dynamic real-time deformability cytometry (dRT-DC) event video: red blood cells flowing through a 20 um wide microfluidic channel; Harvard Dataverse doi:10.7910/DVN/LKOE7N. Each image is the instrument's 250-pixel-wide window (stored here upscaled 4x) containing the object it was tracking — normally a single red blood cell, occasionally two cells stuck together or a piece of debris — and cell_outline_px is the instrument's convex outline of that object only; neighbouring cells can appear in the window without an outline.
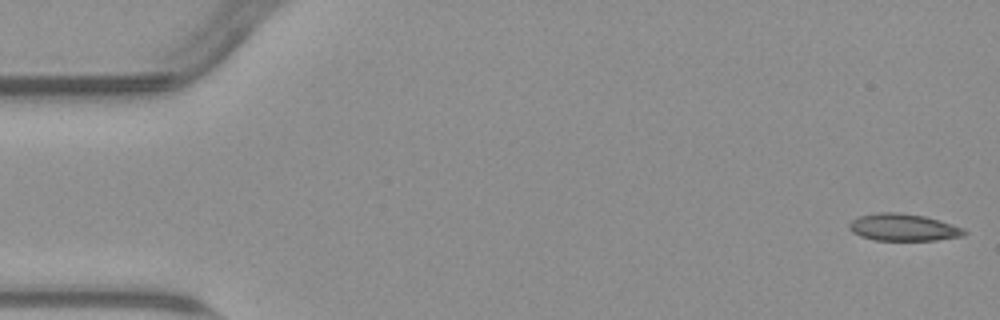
{"species": "common noctule bat (a hibernating species)", "species_latin": "Nyctalus noctula", "temperature_condition": "warm", "stored_images_in_passage": 55, "camera_frame_rate_fps": 3000, "um_per_image_px": 0.085, "animal": {"sex": "male", "body_mass_g": 23.1, "forearm_length_mm": 52.7}, "frame": {"image": 1, "passage_image": 1, "time_ms": 0.0, "image_size_px": [1000, 320], "cell_outline_px": [[968, 232], [960, 236], [936, 240], [876, 240], [860, 236], [852, 232], [848, 228], [848, 224], [852, 220], [860, 216], [876, 212], [896, 212], [924, 216], [952, 224], [964, 228]], "centroid_in_image_um": [76.75, 19.32], "position_along_channel_um": 8.2, "area_um2": 18.09}}
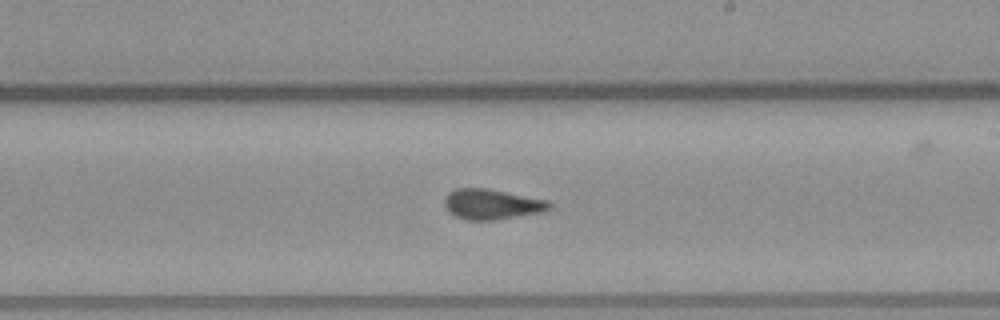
{"frame": {"image": 2, "passage_image": 31, "time_ms": 10.0, "image_size_px": [1000, 320], "cell_outline_px": [[552, 208], [544, 212], [492, 220], [468, 220], [456, 216], [448, 212], [444, 204], [444, 200], [448, 192], [456, 188], [488, 188], [548, 200], [552, 204]], "centroid_in_image_um": [41.82, 17.35], "position_along_channel_um": 247.2, "area_um2": 18.67}}
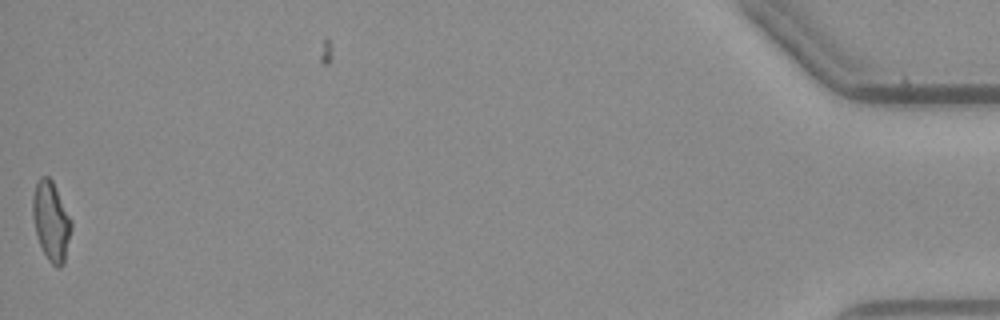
{"frame": {"image": 3, "passage_image": 54, "time_ms": 17.667, "image_size_px": [1000, 320], "cell_outline_px": [[72, 228], [64, 264], [60, 268], [56, 268], [48, 260], [36, 236], [32, 216], [32, 196], [36, 180], [40, 176], [48, 176], [52, 180], [72, 220]], "centroid_in_image_um": [4.34, 18.79], "position_along_channel_um": 430.9, "area_um2": 18.15}, "authors_computed_cell_mechanics": {"area_um2": 18.1492, "velocity_mm_per_s": 3.8042, "shape_relaxation_time_tau1_ms": null, "shape_relaxation_time_tau2_ms": 1.9715, "deformation_change_tau1": null, "deformation_change_tau2": 0.0736}}